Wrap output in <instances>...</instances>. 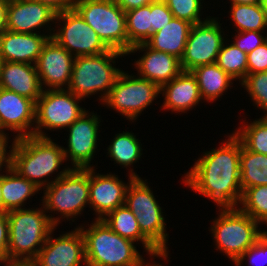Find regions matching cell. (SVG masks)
<instances>
[{
  "label": "cell",
  "instance_id": "cell-1",
  "mask_svg": "<svg viewBox=\"0 0 267 266\" xmlns=\"http://www.w3.org/2000/svg\"><path fill=\"white\" fill-rule=\"evenodd\" d=\"M225 142L219 149L205 152L184 179L192 190L212 199L222 211L235 210L243 193L240 183L241 141L232 133Z\"/></svg>",
  "mask_w": 267,
  "mask_h": 266
},
{
  "label": "cell",
  "instance_id": "cell-2",
  "mask_svg": "<svg viewBox=\"0 0 267 266\" xmlns=\"http://www.w3.org/2000/svg\"><path fill=\"white\" fill-rule=\"evenodd\" d=\"M40 209H14L7 212L9 221L8 260L32 262L46 243L60 219ZM42 244V245H41Z\"/></svg>",
  "mask_w": 267,
  "mask_h": 266
},
{
  "label": "cell",
  "instance_id": "cell-3",
  "mask_svg": "<svg viewBox=\"0 0 267 266\" xmlns=\"http://www.w3.org/2000/svg\"><path fill=\"white\" fill-rule=\"evenodd\" d=\"M12 143L11 168L40 189L51 183L41 178L50 176L66 161L64 148L49 137L25 136Z\"/></svg>",
  "mask_w": 267,
  "mask_h": 266
},
{
  "label": "cell",
  "instance_id": "cell-4",
  "mask_svg": "<svg viewBox=\"0 0 267 266\" xmlns=\"http://www.w3.org/2000/svg\"><path fill=\"white\" fill-rule=\"evenodd\" d=\"M85 241L86 266H137L143 260L134 242L113 232L102 219L86 230L79 227Z\"/></svg>",
  "mask_w": 267,
  "mask_h": 266
},
{
  "label": "cell",
  "instance_id": "cell-5",
  "mask_svg": "<svg viewBox=\"0 0 267 266\" xmlns=\"http://www.w3.org/2000/svg\"><path fill=\"white\" fill-rule=\"evenodd\" d=\"M126 55L123 52L109 49L105 53L89 56L75 57L68 91L78 97L85 98L98 91H103L102 102L110 93L115 84L120 69L115 68L112 63L115 58Z\"/></svg>",
  "mask_w": 267,
  "mask_h": 266
},
{
  "label": "cell",
  "instance_id": "cell-6",
  "mask_svg": "<svg viewBox=\"0 0 267 266\" xmlns=\"http://www.w3.org/2000/svg\"><path fill=\"white\" fill-rule=\"evenodd\" d=\"M125 206L136 216L141 232L165 255L168 256L165 221L161 207L149 186L130 170Z\"/></svg>",
  "mask_w": 267,
  "mask_h": 266
},
{
  "label": "cell",
  "instance_id": "cell-7",
  "mask_svg": "<svg viewBox=\"0 0 267 266\" xmlns=\"http://www.w3.org/2000/svg\"><path fill=\"white\" fill-rule=\"evenodd\" d=\"M109 49L128 54L125 11L113 2L74 0L73 7Z\"/></svg>",
  "mask_w": 267,
  "mask_h": 266
},
{
  "label": "cell",
  "instance_id": "cell-8",
  "mask_svg": "<svg viewBox=\"0 0 267 266\" xmlns=\"http://www.w3.org/2000/svg\"><path fill=\"white\" fill-rule=\"evenodd\" d=\"M43 209L58 211L63 218L77 216L89 205V169H63L44 188Z\"/></svg>",
  "mask_w": 267,
  "mask_h": 266
},
{
  "label": "cell",
  "instance_id": "cell-9",
  "mask_svg": "<svg viewBox=\"0 0 267 266\" xmlns=\"http://www.w3.org/2000/svg\"><path fill=\"white\" fill-rule=\"evenodd\" d=\"M211 227L217 249L235 262L249 247L265 233L258 230L259 222L239 208L220 211Z\"/></svg>",
  "mask_w": 267,
  "mask_h": 266
},
{
  "label": "cell",
  "instance_id": "cell-10",
  "mask_svg": "<svg viewBox=\"0 0 267 266\" xmlns=\"http://www.w3.org/2000/svg\"><path fill=\"white\" fill-rule=\"evenodd\" d=\"M79 100L82 98L64 88L43 90L36 101L32 136L47 138L42 127L49 130L69 127L86 111L78 105Z\"/></svg>",
  "mask_w": 267,
  "mask_h": 266
},
{
  "label": "cell",
  "instance_id": "cell-11",
  "mask_svg": "<svg viewBox=\"0 0 267 266\" xmlns=\"http://www.w3.org/2000/svg\"><path fill=\"white\" fill-rule=\"evenodd\" d=\"M160 93L161 88L154 82L122 71L104 103L129 120H135Z\"/></svg>",
  "mask_w": 267,
  "mask_h": 266
},
{
  "label": "cell",
  "instance_id": "cell-12",
  "mask_svg": "<svg viewBox=\"0 0 267 266\" xmlns=\"http://www.w3.org/2000/svg\"><path fill=\"white\" fill-rule=\"evenodd\" d=\"M55 20L63 21L64 25L53 33L52 38L74 57L97 55L109 50L74 8L58 13Z\"/></svg>",
  "mask_w": 267,
  "mask_h": 266
},
{
  "label": "cell",
  "instance_id": "cell-13",
  "mask_svg": "<svg viewBox=\"0 0 267 266\" xmlns=\"http://www.w3.org/2000/svg\"><path fill=\"white\" fill-rule=\"evenodd\" d=\"M215 19L207 18L204 22L192 26L184 54L180 59L182 71H192L198 66L217 61L225 40L221 34V27Z\"/></svg>",
  "mask_w": 267,
  "mask_h": 266
},
{
  "label": "cell",
  "instance_id": "cell-14",
  "mask_svg": "<svg viewBox=\"0 0 267 266\" xmlns=\"http://www.w3.org/2000/svg\"><path fill=\"white\" fill-rule=\"evenodd\" d=\"M32 261L33 266H86L85 241L82 232L76 228L58 238L50 236Z\"/></svg>",
  "mask_w": 267,
  "mask_h": 266
},
{
  "label": "cell",
  "instance_id": "cell-15",
  "mask_svg": "<svg viewBox=\"0 0 267 266\" xmlns=\"http://www.w3.org/2000/svg\"><path fill=\"white\" fill-rule=\"evenodd\" d=\"M74 60L73 55L53 38H49L35 63L42 89L43 85L50 89H62L63 85L68 88Z\"/></svg>",
  "mask_w": 267,
  "mask_h": 266
},
{
  "label": "cell",
  "instance_id": "cell-16",
  "mask_svg": "<svg viewBox=\"0 0 267 266\" xmlns=\"http://www.w3.org/2000/svg\"><path fill=\"white\" fill-rule=\"evenodd\" d=\"M92 115V116H91ZM86 111L68 128L70 131L68 149H63L65 160L69 156L73 169H90L95 149L97 148L99 117Z\"/></svg>",
  "mask_w": 267,
  "mask_h": 266
},
{
  "label": "cell",
  "instance_id": "cell-17",
  "mask_svg": "<svg viewBox=\"0 0 267 266\" xmlns=\"http://www.w3.org/2000/svg\"><path fill=\"white\" fill-rule=\"evenodd\" d=\"M35 109L36 103L33 100L0 88V129L2 131L7 128L18 132L16 139L32 136L30 127L35 123Z\"/></svg>",
  "mask_w": 267,
  "mask_h": 266
},
{
  "label": "cell",
  "instance_id": "cell-18",
  "mask_svg": "<svg viewBox=\"0 0 267 266\" xmlns=\"http://www.w3.org/2000/svg\"><path fill=\"white\" fill-rule=\"evenodd\" d=\"M128 186L113 174L95 175L93 167L89 169V204L98 214L97 219L125 205Z\"/></svg>",
  "mask_w": 267,
  "mask_h": 266
},
{
  "label": "cell",
  "instance_id": "cell-19",
  "mask_svg": "<svg viewBox=\"0 0 267 266\" xmlns=\"http://www.w3.org/2000/svg\"><path fill=\"white\" fill-rule=\"evenodd\" d=\"M57 13L50 7L34 0H8L6 12L7 30L16 33H35L55 20Z\"/></svg>",
  "mask_w": 267,
  "mask_h": 266
},
{
  "label": "cell",
  "instance_id": "cell-20",
  "mask_svg": "<svg viewBox=\"0 0 267 266\" xmlns=\"http://www.w3.org/2000/svg\"><path fill=\"white\" fill-rule=\"evenodd\" d=\"M137 50L146 51L136 61L139 76L154 82L160 88L182 72L180 59L174 55L153 50L146 43L131 47L128 54Z\"/></svg>",
  "mask_w": 267,
  "mask_h": 266
},
{
  "label": "cell",
  "instance_id": "cell-21",
  "mask_svg": "<svg viewBox=\"0 0 267 266\" xmlns=\"http://www.w3.org/2000/svg\"><path fill=\"white\" fill-rule=\"evenodd\" d=\"M53 34L16 33L5 30L0 35V61L35 65L43 45Z\"/></svg>",
  "mask_w": 267,
  "mask_h": 266
},
{
  "label": "cell",
  "instance_id": "cell-22",
  "mask_svg": "<svg viewBox=\"0 0 267 266\" xmlns=\"http://www.w3.org/2000/svg\"><path fill=\"white\" fill-rule=\"evenodd\" d=\"M0 88L27 97L35 103L43 91L35 65L8 61H0Z\"/></svg>",
  "mask_w": 267,
  "mask_h": 266
},
{
  "label": "cell",
  "instance_id": "cell-23",
  "mask_svg": "<svg viewBox=\"0 0 267 266\" xmlns=\"http://www.w3.org/2000/svg\"><path fill=\"white\" fill-rule=\"evenodd\" d=\"M161 92L165 95L163 108L176 111V113L191 109L202 99L197 80L191 71H182L163 85Z\"/></svg>",
  "mask_w": 267,
  "mask_h": 266
},
{
  "label": "cell",
  "instance_id": "cell-24",
  "mask_svg": "<svg viewBox=\"0 0 267 266\" xmlns=\"http://www.w3.org/2000/svg\"><path fill=\"white\" fill-rule=\"evenodd\" d=\"M108 216V218H107ZM111 230L123 238L141 241L149 255L167 258L140 230L136 216L132 211L122 205L109 212L103 219Z\"/></svg>",
  "mask_w": 267,
  "mask_h": 266
},
{
  "label": "cell",
  "instance_id": "cell-25",
  "mask_svg": "<svg viewBox=\"0 0 267 266\" xmlns=\"http://www.w3.org/2000/svg\"><path fill=\"white\" fill-rule=\"evenodd\" d=\"M193 24L173 17L170 23L153 33L146 44L156 51L165 52L181 59Z\"/></svg>",
  "mask_w": 267,
  "mask_h": 266
},
{
  "label": "cell",
  "instance_id": "cell-26",
  "mask_svg": "<svg viewBox=\"0 0 267 266\" xmlns=\"http://www.w3.org/2000/svg\"><path fill=\"white\" fill-rule=\"evenodd\" d=\"M192 74L197 80L201 98L214 101L225 92L234 80L225 73L217 63L202 65L194 68Z\"/></svg>",
  "mask_w": 267,
  "mask_h": 266
},
{
  "label": "cell",
  "instance_id": "cell-27",
  "mask_svg": "<svg viewBox=\"0 0 267 266\" xmlns=\"http://www.w3.org/2000/svg\"><path fill=\"white\" fill-rule=\"evenodd\" d=\"M6 170L10 175H2L3 213L21 209L24 201L40 190L34 183L20 176L11 167Z\"/></svg>",
  "mask_w": 267,
  "mask_h": 266
},
{
  "label": "cell",
  "instance_id": "cell-28",
  "mask_svg": "<svg viewBox=\"0 0 267 266\" xmlns=\"http://www.w3.org/2000/svg\"><path fill=\"white\" fill-rule=\"evenodd\" d=\"M240 183L242 192L247 188L267 185V155L251 152L241 143Z\"/></svg>",
  "mask_w": 267,
  "mask_h": 266
},
{
  "label": "cell",
  "instance_id": "cell-29",
  "mask_svg": "<svg viewBox=\"0 0 267 266\" xmlns=\"http://www.w3.org/2000/svg\"><path fill=\"white\" fill-rule=\"evenodd\" d=\"M128 52L131 47L146 43L152 36L151 3L125 11Z\"/></svg>",
  "mask_w": 267,
  "mask_h": 266
},
{
  "label": "cell",
  "instance_id": "cell-30",
  "mask_svg": "<svg viewBox=\"0 0 267 266\" xmlns=\"http://www.w3.org/2000/svg\"><path fill=\"white\" fill-rule=\"evenodd\" d=\"M231 18L238 32L259 31L267 28V20L262 4L231 3Z\"/></svg>",
  "mask_w": 267,
  "mask_h": 266
},
{
  "label": "cell",
  "instance_id": "cell-31",
  "mask_svg": "<svg viewBox=\"0 0 267 266\" xmlns=\"http://www.w3.org/2000/svg\"><path fill=\"white\" fill-rule=\"evenodd\" d=\"M141 150L138 139L132 133L123 131L116 134L109 145L108 153L116 163L127 168L139 160L142 155Z\"/></svg>",
  "mask_w": 267,
  "mask_h": 266
},
{
  "label": "cell",
  "instance_id": "cell-32",
  "mask_svg": "<svg viewBox=\"0 0 267 266\" xmlns=\"http://www.w3.org/2000/svg\"><path fill=\"white\" fill-rule=\"evenodd\" d=\"M243 127L233 133L242 146L251 152L267 155V116Z\"/></svg>",
  "mask_w": 267,
  "mask_h": 266
},
{
  "label": "cell",
  "instance_id": "cell-33",
  "mask_svg": "<svg viewBox=\"0 0 267 266\" xmlns=\"http://www.w3.org/2000/svg\"><path fill=\"white\" fill-rule=\"evenodd\" d=\"M223 43L217 58V65L233 79H241L247 75V53L241 51L234 43Z\"/></svg>",
  "mask_w": 267,
  "mask_h": 266
},
{
  "label": "cell",
  "instance_id": "cell-34",
  "mask_svg": "<svg viewBox=\"0 0 267 266\" xmlns=\"http://www.w3.org/2000/svg\"><path fill=\"white\" fill-rule=\"evenodd\" d=\"M239 209L257 222L267 224V185L247 188L241 197Z\"/></svg>",
  "mask_w": 267,
  "mask_h": 266
},
{
  "label": "cell",
  "instance_id": "cell-35",
  "mask_svg": "<svg viewBox=\"0 0 267 266\" xmlns=\"http://www.w3.org/2000/svg\"><path fill=\"white\" fill-rule=\"evenodd\" d=\"M240 82L257 107L263 109L267 116V71L247 74Z\"/></svg>",
  "mask_w": 267,
  "mask_h": 266
},
{
  "label": "cell",
  "instance_id": "cell-36",
  "mask_svg": "<svg viewBox=\"0 0 267 266\" xmlns=\"http://www.w3.org/2000/svg\"><path fill=\"white\" fill-rule=\"evenodd\" d=\"M175 18L188 21L191 24L202 23L200 19L202 0H163Z\"/></svg>",
  "mask_w": 267,
  "mask_h": 266
},
{
  "label": "cell",
  "instance_id": "cell-37",
  "mask_svg": "<svg viewBox=\"0 0 267 266\" xmlns=\"http://www.w3.org/2000/svg\"><path fill=\"white\" fill-rule=\"evenodd\" d=\"M245 257H248L250 264H254L258 261L259 264H267V231L257 240L255 244L249 247L235 262L236 266H241V263ZM259 259V260H258Z\"/></svg>",
  "mask_w": 267,
  "mask_h": 266
},
{
  "label": "cell",
  "instance_id": "cell-38",
  "mask_svg": "<svg viewBox=\"0 0 267 266\" xmlns=\"http://www.w3.org/2000/svg\"><path fill=\"white\" fill-rule=\"evenodd\" d=\"M174 16L163 0H155L151 3L152 34L161 30L170 23Z\"/></svg>",
  "mask_w": 267,
  "mask_h": 266
},
{
  "label": "cell",
  "instance_id": "cell-39",
  "mask_svg": "<svg viewBox=\"0 0 267 266\" xmlns=\"http://www.w3.org/2000/svg\"><path fill=\"white\" fill-rule=\"evenodd\" d=\"M267 71V41L247 54V74Z\"/></svg>",
  "mask_w": 267,
  "mask_h": 266
},
{
  "label": "cell",
  "instance_id": "cell-40",
  "mask_svg": "<svg viewBox=\"0 0 267 266\" xmlns=\"http://www.w3.org/2000/svg\"><path fill=\"white\" fill-rule=\"evenodd\" d=\"M259 31H244L238 32V36L236 35V41L233 43L245 53H250L258 46L262 45L267 41V36H262Z\"/></svg>",
  "mask_w": 267,
  "mask_h": 266
},
{
  "label": "cell",
  "instance_id": "cell-41",
  "mask_svg": "<svg viewBox=\"0 0 267 266\" xmlns=\"http://www.w3.org/2000/svg\"><path fill=\"white\" fill-rule=\"evenodd\" d=\"M9 245V221L7 213H0V260L7 259Z\"/></svg>",
  "mask_w": 267,
  "mask_h": 266
},
{
  "label": "cell",
  "instance_id": "cell-42",
  "mask_svg": "<svg viewBox=\"0 0 267 266\" xmlns=\"http://www.w3.org/2000/svg\"><path fill=\"white\" fill-rule=\"evenodd\" d=\"M50 7L57 14L74 7V0H34Z\"/></svg>",
  "mask_w": 267,
  "mask_h": 266
},
{
  "label": "cell",
  "instance_id": "cell-43",
  "mask_svg": "<svg viewBox=\"0 0 267 266\" xmlns=\"http://www.w3.org/2000/svg\"><path fill=\"white\" fill-rule=\"evenodd\" d=\"M8 136L5 132H0V170L2 169V165L5 163V168L11 167V151L7 154L6 148L8 143ZM7 154V155H6Z\"/></svg>",
  "mask_w": 267,
  "mask_h": 266
},
{
  "label": "cell",
  "instance_id": "cell-44",
  "mask_svg": "<svg viewBox=\"0 0 267 266\" xmlns=\"http://www.w3.org/2000/svg\"><path fill=\"white\" fill-rule=\"evenodd\" d=\"M155 0H119L118 5L124 10L128 11L134 8L148 5Z\"/></svg>",
  "mask_w": 267,
  "mask_h": 266
},
{
  "label": "cell",
  "instance_id": "cell-45",
  "mask_svg": "<svg viewBox=\"0 0 267 266\" xmlns=\"http://www.w3.org/2000/svg\"><path fill=\"white\" fill-rule=\"evenodd\" d=\"M8 0H0V35L7 29L6 12Z\"/></svg>",
  "mask_w": 267,
  "mask_h": 266
},
{
  "label": "cell",
  "instance_id": "cell-46",
  "mask_svg": "<svg viewBox=\"0 0 267 266\" xmlns=\"http://www.w3.org/2000/svg\"><path fill=\"white\" fill-rule=\"evenodd\" d=\"M4 263L6 266H33L32 262L25 260H0V264Z\"/></svg>",
  "mask_w": 267,
  "mask_h": 266
},
{
  "label": "cell",
  "instance_id": "cell-47",
  "mask_svg": "<svg viewBox=\"0 0 267 266\" xmlns=\"http://www.w3.org/2000/svg\"><path fill=\"white\" fill-rule=\"evenodd\" d=\"M232 3L237 4H259L262 3V0H230Z\"/></svg>",
  "mask_w": 267,
  "mask_h": 266
},
{
  "label": "cell",
  "instance_id": "cell-48",
  "mask_svg": "<svg viewBox=\"0 0 267 266\" xmlns=\"http://www.w3.org/2000/svg\"><path fill=\"white\" fill-rule=\"evenodd\" d=\"M0 213H3L2 175L0 174Z\"/></svg>",
  "mask_w": 267,
  "mask_h": 266
},
{
  "label": "cell",
  "instance_id": "cell-49",
  "mask_svg": "<svg viewBox=\"0 0 267 266\" xmlns=\"http://www.w3.org/2000/svg\"><path fill=\"white\" fill-rule=\"evenodd\" d=\"M262 7H263V10H264V13H265V17H266V20H267V0H262Z\"/></svg>",
  "mask_w": 267,
  "mask_h": 266
},
{
  "label": "cell",
  "instance_id": "cell-50",
  "mask_svg": "<svg viewBox=\"0 0 267 266\" xmlns=\"http://www.w3.org/2000/svg\"><path fill=\"white\" fill-rule=\"evenodd\" d=\"M144 262H145V261H142V262H141L139 265H137V266H156V265H157V264H152V265H151L150 263H149V264H148V263L145 264Z\"/></svg>",
  "mask_w": 267,
  "mask_h": 266
},
{
  "label": "cell",
  "instance_id": "cell-51",
  "mask_svg": "<svg viewBox=\"0 0 267 266\" xmlns=\"http://www.w3.org/2000/svg\"><path fill=\"white\" fill-rule=\"evenodd\" d=\"M98 1L118 3L119 0H98Z\"/></svg>",
  "mask_w": 267,
  "mask_h": 266
}]
</instances>
